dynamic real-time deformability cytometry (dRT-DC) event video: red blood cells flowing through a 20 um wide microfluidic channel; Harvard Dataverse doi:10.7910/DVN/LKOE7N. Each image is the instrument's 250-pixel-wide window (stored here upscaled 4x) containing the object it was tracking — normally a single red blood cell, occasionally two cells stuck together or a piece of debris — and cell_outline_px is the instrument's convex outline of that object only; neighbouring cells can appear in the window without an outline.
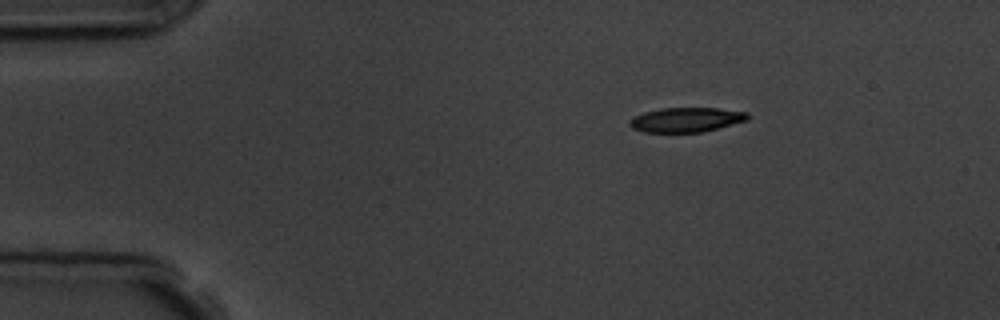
{"species": "common noctule bat (a hibernating species)", "species_latin": "Nyctalus noctula", "temperature_condition": "room temperature", "stored_images_in_passage": 3, "camera_frame_rate_fps": 3000, "um_per_image_px": 0.085, "animal": {"sex": "male", "body_mass_g": 19.5, "forearm_length_mm": 54.6}, "frame": {"image": 1, "passage_image": 1, "time_ms": 0.0, "image_size_px": [1000, 320], "cell_outline_px": [[748, 120], [704, 132], [644, 132], [632, 128], [628, 124], [628, 120], [644, 112], [660, 108], [716, 108], [748, 112]], "centroid_in_image_um": [58.32, 10.18], "position_along_channel_um": 26.7, "area_um2": 16.94}}